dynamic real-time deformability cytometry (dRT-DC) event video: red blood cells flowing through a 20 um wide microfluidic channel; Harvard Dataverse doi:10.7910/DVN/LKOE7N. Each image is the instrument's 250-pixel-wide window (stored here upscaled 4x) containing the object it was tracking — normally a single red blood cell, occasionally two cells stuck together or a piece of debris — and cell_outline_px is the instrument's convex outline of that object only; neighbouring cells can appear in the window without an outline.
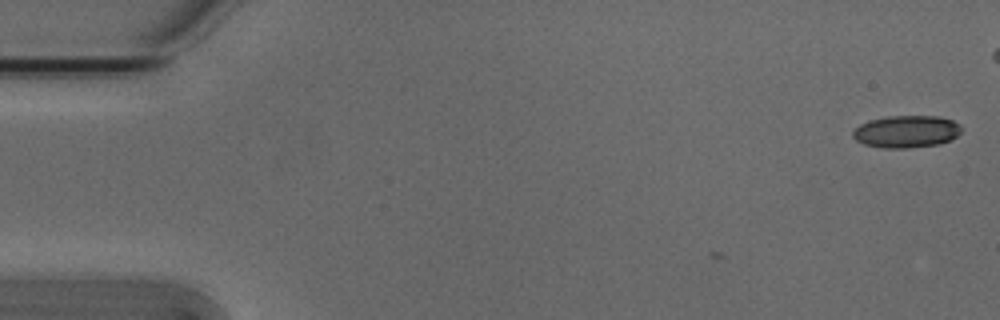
{"species": "Egyptian fruit bat (a non-hibernating species)", "species_latin": "Rousettus aegyptiacus", "temperature_condition": "cold", "stored_images_in_passage": 6, "camera_frame_rate_fps": 3000, "um_per_image_px": 0.085, "animal": {"sex": "male"}, "frame": {"image": 1, "passage_image": 1, "time_ms": 0.0, "image_size_px": [1000, 320], "cell_outline_px": [[960, 132], [952, 140], [940, 144], [908, 148], [884, 148], [864, 144], [856, 140], [852, 136], [852, 132], [860, 124], [868, 120], [888, 116], [940, 116], [952, 120], [960, 124]], "centroid_in_image_um": [77.04, 11.18], "position_along_channel_um": 8.0, "area_um2": 20.52}}